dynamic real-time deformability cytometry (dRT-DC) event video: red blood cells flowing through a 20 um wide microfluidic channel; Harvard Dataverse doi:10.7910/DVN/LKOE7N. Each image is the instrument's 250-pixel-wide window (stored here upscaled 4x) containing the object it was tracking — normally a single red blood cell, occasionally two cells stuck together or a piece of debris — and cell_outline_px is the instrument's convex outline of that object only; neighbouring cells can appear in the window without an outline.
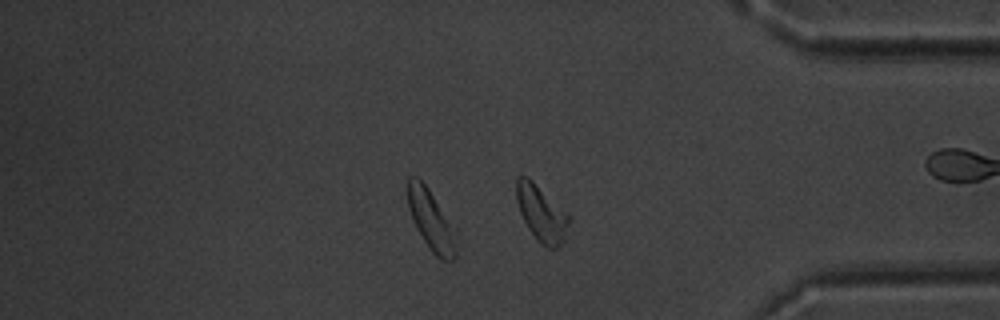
{"species": "common noctule bat (a hibernating species)", "species_latin": "Nyctalus noctula", "temperature_condition": "warm", "stored_images_in_passage": 30, "camera_frame_rate_fps": 3000, "um_per_image_px": 0.085, "animal": {"sex": "male", "body_mass_g": 20.1, "forearm_length_mm": 53.5}, "frame": {"image": 1, "passage_image": 30, "time_ms": 9.667, "image_size_px": [1000, 320], "cell_outline_px": [[568, 224], [564, 240], [556, 248], [548, 248], [540, 244], [536, 240], [528, 228], [520, 212], [516, 200], [516, 180], [520, 176], [528, 176], [568, 212]], "centroid_in_image_um": [46.01, 18.12], "position_along_channel_um": 389.2, "area_um2": 17.17}, "authors_computed_cell_mechanics": {"area_um2": 15.9817, "velocity_mm_per_s": 3.6861, "shape_relaxation_time_tau1_ms": 2.3213, "shape_relaxation_time_tau2_ms": 2.3118, "deformation_change_tau1": 0.125, "deformation_change_tau2": 0.0715}}